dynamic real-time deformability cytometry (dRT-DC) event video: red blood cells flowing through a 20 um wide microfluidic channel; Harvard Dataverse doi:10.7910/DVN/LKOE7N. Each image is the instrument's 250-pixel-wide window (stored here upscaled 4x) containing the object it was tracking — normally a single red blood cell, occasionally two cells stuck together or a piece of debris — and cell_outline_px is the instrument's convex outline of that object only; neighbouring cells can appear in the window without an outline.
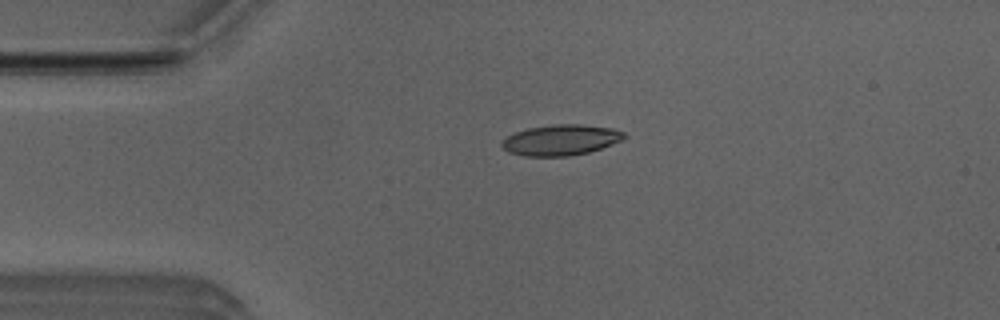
{"species": "Egyptian fruit bat (a non-hibernating species)", "species_latin": "Rousettus aegyptiacus", "temperature_condition": "room temperature", "stored_images_in_passage": 30, "camera_frame_rate_fps": 3000, "um_per_image_px": 0.085, "animal": {"sex": "male"}, "frame": {"image": 1, "passage_image": 1, "time_ms": 0.0, "image_size_px": [1000, 320], "cell_outline_px": [[628, 136], [620, 140], [600, 148], [588, 152], [568, 156], [524, 156], [508, 152], [500, 144], [500, 140], [516, 132], [528, 128], [552, 124], [580, 124], [612, 128], [624, 132]], "centroid_in_image_um": [47.63, 11.89], "position_along_channel_um": 37.4, "area_um2": 21.79}}
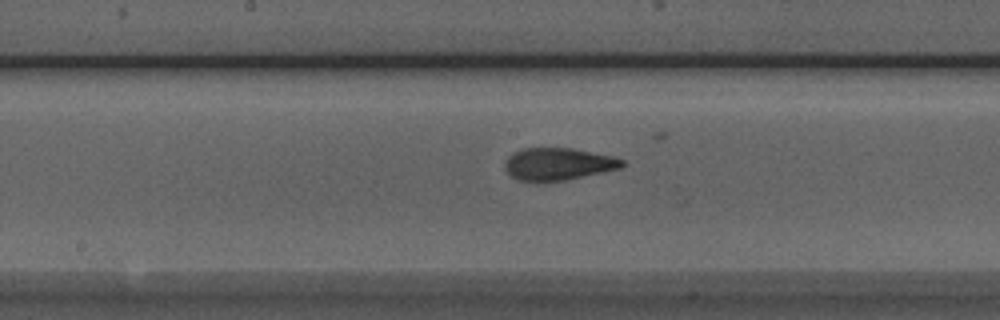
{"frame": {"image": 2, "passage_image": 16, "time_ms": 5.0, "image_size_px": [1000, 320], "cell_outline_px": [[624, 164], [620, 168], [604, 172], [544, 184], [536, 184], [516, 180], [508, 176], [504, 168], [504, 164], [508, 156], [512, 152], [524, 148], [572, 148], [612, 156], [624, 160]], "centroid_in_image_um": [47.34, 13.98], "position_along_channel_um": 200.9, "area_um2": 22.77}}
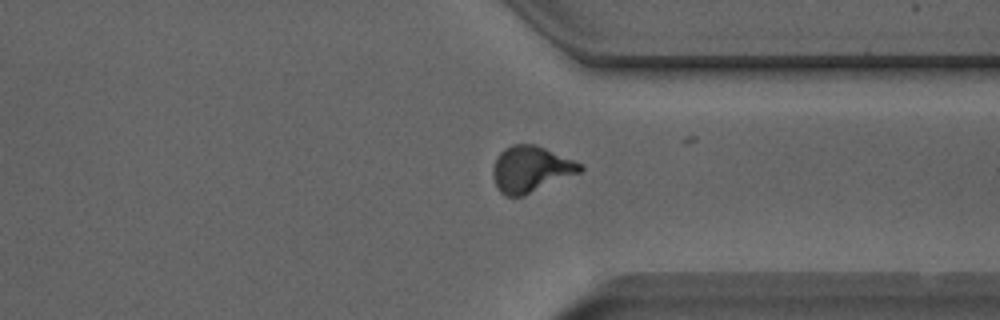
{"frame": {"image": 3, "passage_image": 29, "time_ms": 9.333, "image_size_px": [1000, 320], "cell_outline_px": [[584, 168], [580, 172], [524, 196], [504, 196], [500, 192], [496, 184], [492, 172], [496, 160], [500, 152], [504, 148], [512, 144], [532, 144], [544, 148], [584, 164]], "centroid_in_image_um": [45.12, 14.38], "position_along_channel_um": 366.3, "area_um2": 23.24}, "authors_computed_cell_mechanics": {"area_um2": 22.3108, "velocity_mm_per_s": 3.8485, "shape_relaxation_time_tau1_ms": null, "shape_relaxation_time_tau2_ms": 1.2457, "deformation_change_tau1": null, "deformation_change_tau2": 0.0953}}